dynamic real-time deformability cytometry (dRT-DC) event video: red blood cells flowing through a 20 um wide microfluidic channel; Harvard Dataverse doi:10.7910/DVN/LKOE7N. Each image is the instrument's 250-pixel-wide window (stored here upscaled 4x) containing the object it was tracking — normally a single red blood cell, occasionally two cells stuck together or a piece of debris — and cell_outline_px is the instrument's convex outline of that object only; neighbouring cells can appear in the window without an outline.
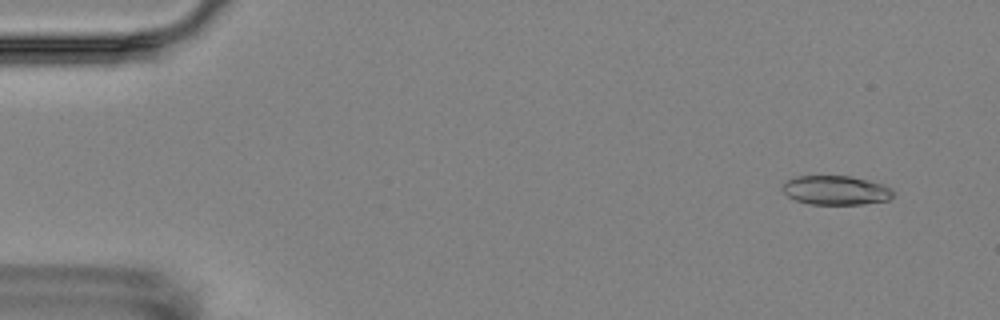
{"species": "Egyptian fruit bat (a non-hibernating species)", "species_latin": "Rousettus aegyptiacus", "temperature_condition": "room temperature", "stored_images_in_passage": 5, "camera_frame_rate_fps": 3000, "um_per_image_px": 0.085, "animal": {"sex": "female"}, "frame": {"image": 1, "passage_image": 2, "time_ms": 1.0, "image_size_px": [1000, 320], "cell_outline_px": [[892, 196], [888, 200], [864, 204], [808, 204], [796, 200], [788, 196], [780, 188], [788, 180], [796, 176], [852, 176], [868, 180], [892, 188]], "centroid_in_image_um": [71.03, 16.17], "position_along_channel_um": 14.0, "area_um2": 18.73}}